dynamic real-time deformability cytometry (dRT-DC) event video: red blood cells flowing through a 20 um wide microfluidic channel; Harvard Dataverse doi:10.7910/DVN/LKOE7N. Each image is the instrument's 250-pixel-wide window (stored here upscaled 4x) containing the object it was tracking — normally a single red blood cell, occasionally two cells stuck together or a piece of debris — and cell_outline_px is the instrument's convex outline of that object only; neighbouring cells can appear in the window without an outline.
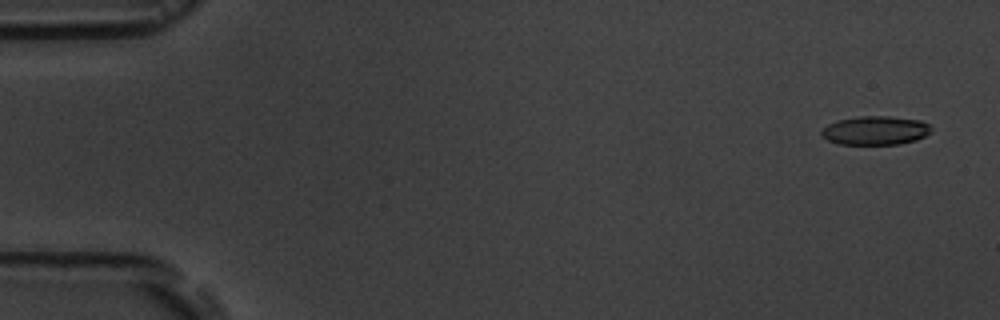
{"species": "common noctule bat (a hibernating species)", "species_latin": "Nyctalus noctula", "temperature_condition": "room temperature", "stored_images_in_passage": 5, "camera_frame_rate_fps": 3000, "um_per_image_px": 0.085, "animal": {"sex": "male", "body_mass_g": 19.5, "forearm_length_mm": 54.6}, "frame": {"image": 1, "passage_image": 1, "time_ms": 0.0, "image_size_px": [1000, 320], "cell_outline_px": [[932, 128], [924, 136], [916, 140], [900, 144], [836, 144], [820, 136], [820, 132], [828, 124], [836, 120], [860, 116], [888, 116], [920, 120], [928, 124]], "centroid_in_image_um": [74.36, 11.09], "position_along_channel_um": 10.6, "area_um2": 18.44}}
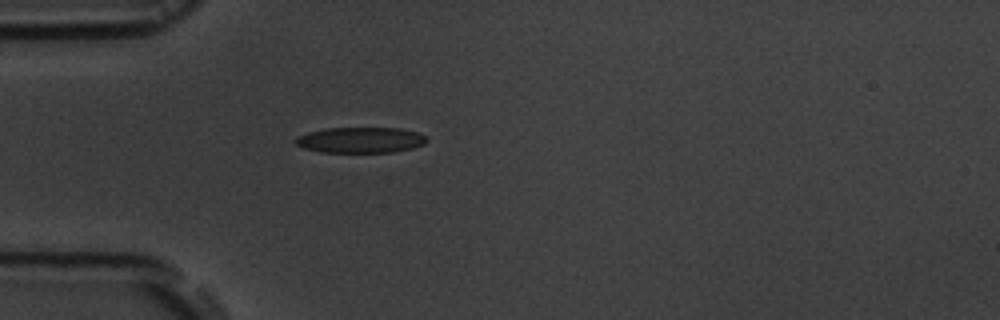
{"frame": {"image": 2, "passage_image": 5, "time_ms": 4.667, "image_size_px": [1000, 320], "cell_outline_px": [[428, 140], [424, 144], [412, 148], [392, 152], [320, 152], [304, 148], [296, 144], [292, 140], [296, 136], [308, 132], [324, 128], [400, 128], [420, 132]], "centroid_in_image_um": [30.62, 11.89], "position_along_channel_um": 54.4, "area_um2": 19.83}}